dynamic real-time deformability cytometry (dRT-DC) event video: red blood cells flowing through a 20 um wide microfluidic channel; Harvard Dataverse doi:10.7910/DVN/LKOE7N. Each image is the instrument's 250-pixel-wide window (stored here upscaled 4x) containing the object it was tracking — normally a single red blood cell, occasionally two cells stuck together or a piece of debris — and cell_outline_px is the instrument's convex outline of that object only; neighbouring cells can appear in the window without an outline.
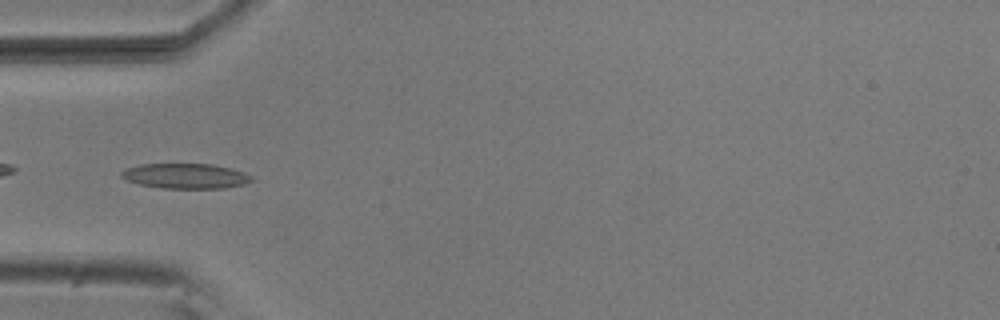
{"species": "common noctule bat (a hibernating species)", "species_latin": "Nyctalus noctula", "temperature_condition": "room temperature", "stored_images_in_passage": 35, "camera_frame_rate_fps": 3000, "um_per_image_px": 0.085, "animal": {"sex": "male", "body_mass_g": 20.5, "forearm_length_mm": 52.5}, "frame": {"image": 1, "passage_image": 3, "time_ms": 0.667, "image_size_px": [1000, 320], "cell_outline_px": [[256, 180], [244, 184], [224, 188], [160, 188], [140, 184], [128, 180], [120, 176], [120, 172], [124, 168], [140, 164], [212, 164], [232, 168], [244, 172], [252, 176]], "centroid_in_image_um": [15.79, 14.95], "position_along_channel_um": 69.2, "area_um2": 19.19}}
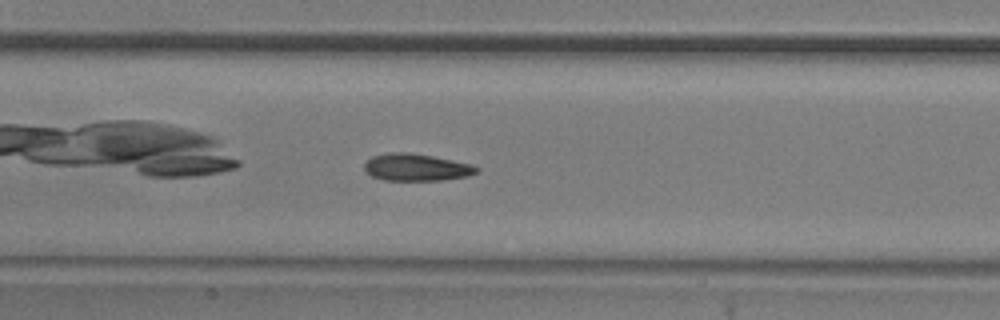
{"frame": {"image": 2, "passage_image": 11, "time_ms": 3.333, "image_size_px": [1000, 320], "cell_outline_px": [[480, 172], [468, 176], [440, 180], [384, 180], [372, 176], [364, 172], [364, 164], [372, 156], [392, 152], [408, 152], [432, 156], [472, 164], [480, 168]], "centroid_in_image_um": [35.4, 14.22], "position_along_channel_um": 172.0, "area_um2": 17.8}}
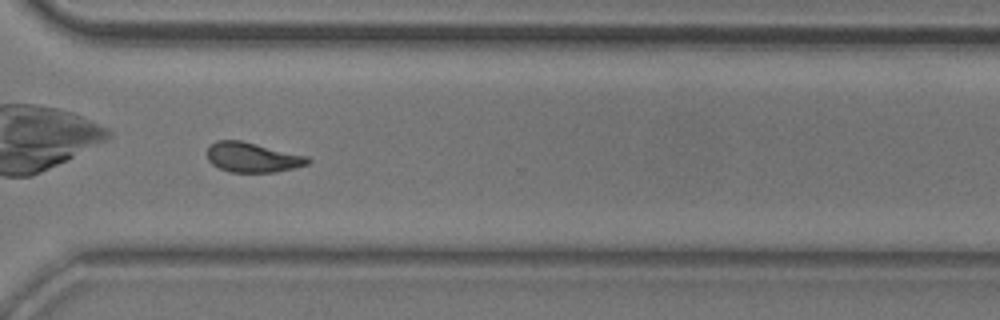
{"frame": {"image": 3, "passage_image": 25, "time_ms": 8.0, "image_size_px": [1000, 320], "cell_outline_px": [[312, 160], [308, 164], [276, 172], [228, 172], [212, 164], [208, 160], [208, 148], [216, 140], [240, 140], [308, 156]], "centroid_in_image_um": [21.47, 13.38], "position_along_channel_um": 349.1, "area_um2": 17.4}, "authors_computed_cell_mechanics": {"area_um2": 17.6868, "velocity_mm_per_s": 3.8119, "shape_relaxation_time_tau1_ms": 5.1103, "shape_relaxation_time_tau2_ms": 2.3443, "deformation_change_tau1": 0.1493, "deformation_change_tau2": 0.0867}}